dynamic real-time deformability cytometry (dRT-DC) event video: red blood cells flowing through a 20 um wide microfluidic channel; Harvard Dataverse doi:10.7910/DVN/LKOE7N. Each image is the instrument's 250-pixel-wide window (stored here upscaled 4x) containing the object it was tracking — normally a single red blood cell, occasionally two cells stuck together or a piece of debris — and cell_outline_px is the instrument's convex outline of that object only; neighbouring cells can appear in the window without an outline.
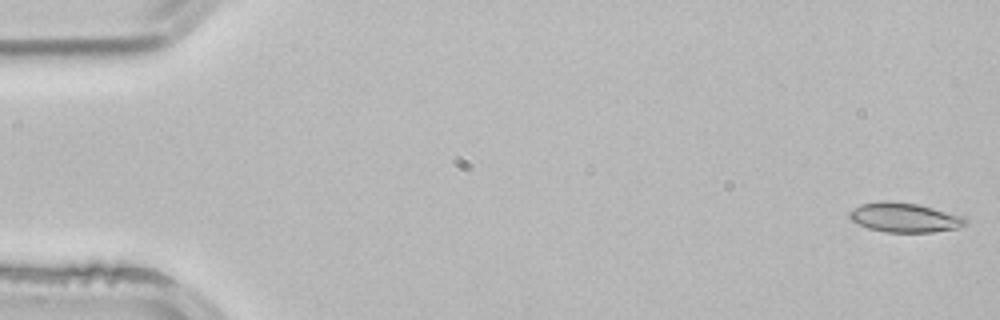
{"species": "common noctule bat (a hibernating species)", "species_latin": "Nyctalus noctula", "temperature_condition": "room temperature", "stored_images_in_passage": 52, "camera_frame_rate_fps": 3000, "um_per_image_px": 0.085, "animal": {"sex": "male", "body_mass_g": 21.5, "forearm_length_mm": 52.0}, "frame": {"image": 1, "passage_image": 1, "time_ms": 0.0, "image_size_px": [1000, 320], "cell_outline_px": [[968, 224], [956, 228], [932, 232], [884, 232], [868, 228], [852, 220], [848, 216], [848, 212], [852, 208], [860, 204], [884, 200], [916, 204], [964, 216], [968, 220]], "centroid_in_image_um": [76.87, 18.49], "position_along_channel_um": 8.1, "area_um2": 19.88}}
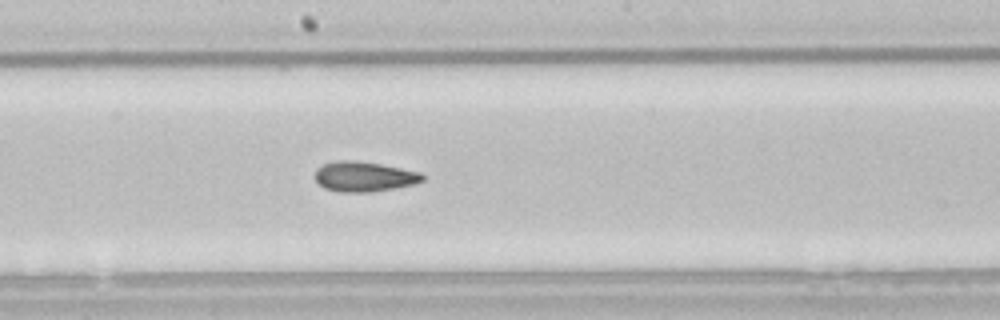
{"frame": {"image": 2, "passage_image": 28, "time_ms": 9.0, "image_size_px": [1000, 320], "cell_outline_px": [[424, 180], [416, 184], [372, 192], [340, 192], [324, 188], [316, 180], [316, 168], [324, 164], [336, 160], [356, 160], [380, 164], [420, 172], [424, 176]], "centroid_in_image_um": [30.95, 15.01], "position_along_channel_um": 217.2, "area_um2": 18.84}}
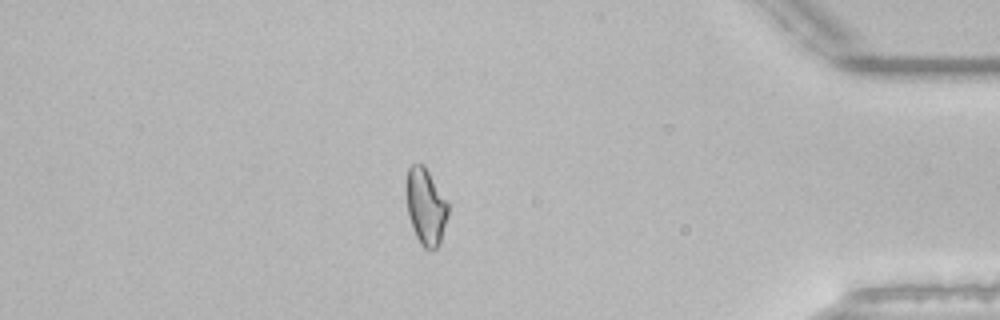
{"frame": {"image": 3, "passage_image": 45, "time_ms": 14.667, "image_size_px": [1000, 320], "cell_outline_px": [[448, 216], [440, 244], [436, 248], [424, 248], [420, 244], [416, 236], [408, 216], [404, 188], [404, 184], [408, 168], [412, 164], [420, 164], [428, 172], [448, 204]], "centroid_in_image_um": [36.15, 17.57], "position_along_channel_um": 399.1, "area_um2": 18.61}, "authors_computed_cell_mechanics": {"area_um2": 19.0162, "velocity_mm_per_s": 3.8916, "shape_relaxation_time_tau1_ms": null, "shape_relaxation_time_tau2_ms": 4.192, "deformation_change_tau1": null, "deformation_change_tau2": 0.104}}